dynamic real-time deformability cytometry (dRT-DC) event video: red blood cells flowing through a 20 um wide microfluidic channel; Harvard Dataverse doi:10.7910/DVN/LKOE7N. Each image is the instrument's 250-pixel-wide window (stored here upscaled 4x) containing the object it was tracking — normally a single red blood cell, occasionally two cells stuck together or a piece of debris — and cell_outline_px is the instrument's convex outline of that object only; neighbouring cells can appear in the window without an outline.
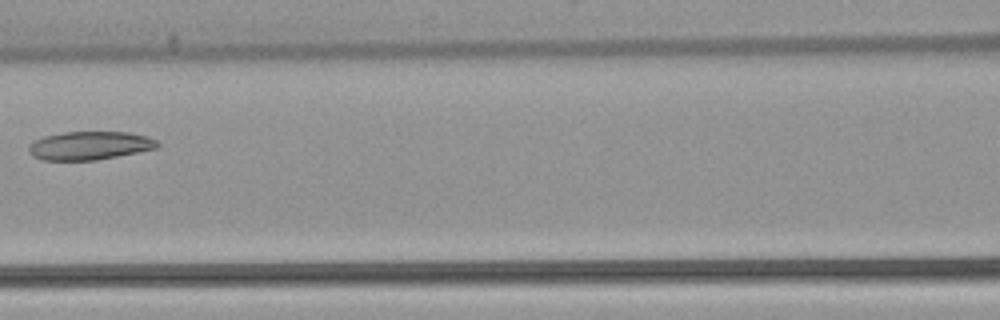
{"species": "common noctule bat (a hibernating species)", "species_latin": "Nyctalus noctula", "temperature_condition": "warm", "stored_images_in_passage": 7, "camera_frame_rate_fps": 3000, "um_per_image_px": 0.085, "animal": {"sex": "female", "body_mass_g": 22.7, "forearm_length_mm": 54.2}, "frame": {"image": 1, "passage_image": 6, "time_ms": 6.0, "image_size_px": [1000, 320], "cell_outline_px": [[160, 144], [156, 148], [96, 160], [44, 160], [32, 156], [28, 148], [36, 140], [44, 136], [64, 132], [128, 132], [148, 136], [156, 140]], "centroid_in_image_um": [7.63, 12.37], "position_along_channel_um": 159.0, "area_um2": 21.04}}
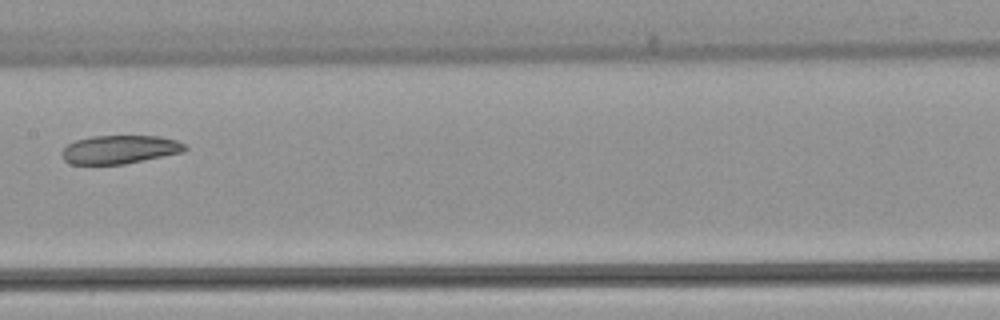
{"frame": {"image": 2, "passage_image": 7, "time_ms": 7.0, "image_size_px": [1000, 320], "cell_outline_px": [[188, 148], [184, 152], [124, 164], [72, 164], [64, 160], [60, 156], [60, 152], [68, 144], [76, 140], [92, 136], [160, 136], [176, 140], [184, 144]], "centroid_in_image_um": [10.17, 12.71], "position_along_channel_um": 197.2, "area_um2": 20.46}}